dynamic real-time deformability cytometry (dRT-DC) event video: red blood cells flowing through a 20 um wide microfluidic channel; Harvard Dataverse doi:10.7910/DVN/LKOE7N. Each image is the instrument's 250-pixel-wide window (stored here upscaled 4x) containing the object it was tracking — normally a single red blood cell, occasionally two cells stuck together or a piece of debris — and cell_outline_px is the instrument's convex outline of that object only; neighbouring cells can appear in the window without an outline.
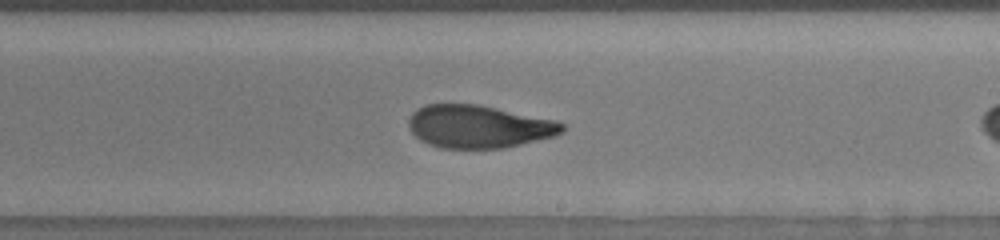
{"species": "human", "species_latin": "Homo sapiens", "temperature_condition": "room temperature", "stored_images_in_passage": 19, "camera_frame_rate_fps": 3000, "um_per_image_px": 0.085, "donor": {"sex": "male"}, "frame": {"image": 1, "passage_image": 16, "time_ms": 4.667, "image_size_px": [1000, 240], "cell_outline_px": [[564, 132], [556, 136], [504, 148], [440, 148], [428, 144], [420, 140], [408, 128], [408, 120], [412, 112], [416, 108], [424, 104], [480, 104], [556, 120], [564, 124]], "centroid_in_image_um": [40.68, 10.75], "position_along_channel_um": 248.3, "area_um2": 38.73}}